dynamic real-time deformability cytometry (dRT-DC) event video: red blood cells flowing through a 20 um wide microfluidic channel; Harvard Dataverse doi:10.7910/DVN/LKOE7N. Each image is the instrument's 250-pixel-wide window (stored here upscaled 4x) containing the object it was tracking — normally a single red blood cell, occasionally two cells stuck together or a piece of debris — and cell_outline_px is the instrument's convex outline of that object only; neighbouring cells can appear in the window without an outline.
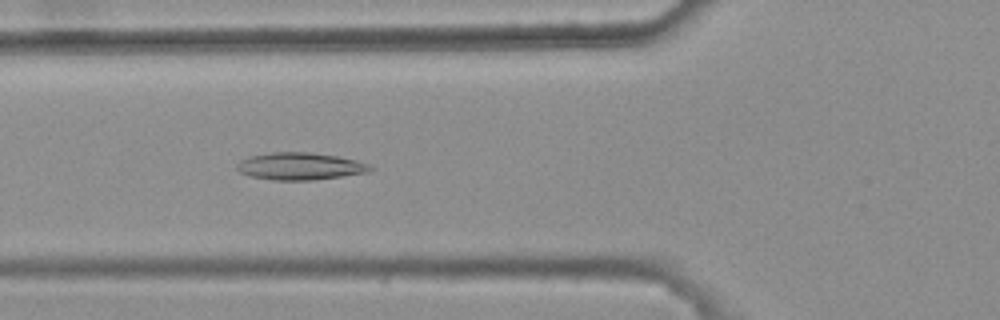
{"species": "common noctule bat (a hibernating species)", "species_latin": "Nyctalus noctula", "temperature_condition": "warm", "stored_images_in_passage": 46, "camera_frame_rate_fps": 3000, "um_per_image_px": 0.085, "animal": {"sex": "female", "body_mass_g": 25.1}, "frame": {"image": 1, "passage_image": 20, "time_ms": 6.333, "image_size_px": [1000, 320], "cell_outline_px": [[376, 168], [368, 172], [316, 180], [272, 180], [252, 176], [240, 172], [236, 168], [236, 164], [240, 160], [248, 156], [272, 152], [308, 152], [336, 156], [356, 160], [368, 164]], "centroid_in_image_um": [25.5, 14.13], "position_along_channel_um": 100.3, "area_um2": 21.21}}
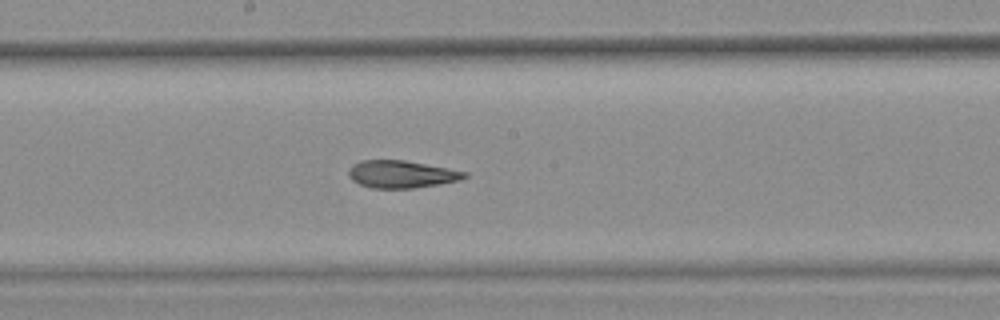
{"frame": {"image": 2, "passage_image": 29, "time_ms": 9.333, "image_size_px": [1000, 320], "cell_outline_px": [[468, 176], [460, 180], [440, 184], [412, 188], [372, 188], [360, 184], [352, 180], [348, 176], [348, 172], [352, 164], [360, 160], [404, 160], [448, 168], [468, 172]], "centroid_in_image_um": [34.12, 14.8], "position_along_channel_um": 214.1, "area_um2": 18.55}}
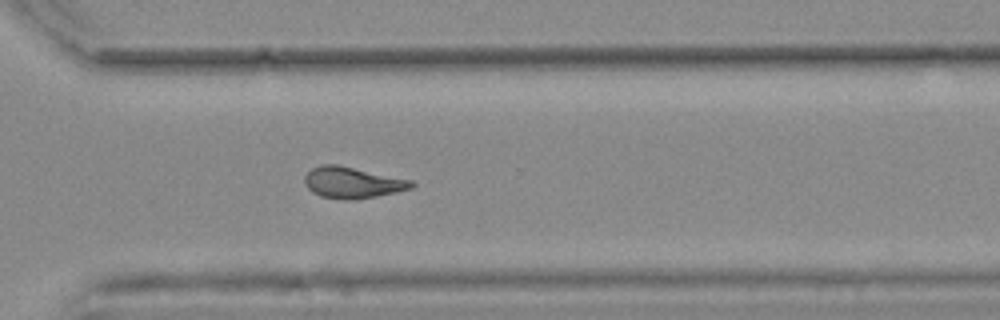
{"frame": {"image": 3, "passage_image": 39, "time_ms": 12.667, "image_size_px": [1000, 320], "cell_outline_px": [[416, 184], [412, 188], [396, 192], [356, 200], [344, 200], [320, 196], [312, 192], [304, 184], [304, 176], [312, 168], [320, 164], [336, 164], [412, 180]], "centroid_in_image_um": [29.94, 15.52], "position_along_channel_um": 340.7, "area_um2": 19.54}, "authors_computed_cell_mechanics": {"area_um2": 19.7098, "velocity_mm_per_s": 3.7923, "shape_relaxation_time_tau1_ms": null, "shape_relaxation_time_tau2_ms": 4.3055, "deformation_change_tau1": null, "deformation_change_tau2": 0.0882}}